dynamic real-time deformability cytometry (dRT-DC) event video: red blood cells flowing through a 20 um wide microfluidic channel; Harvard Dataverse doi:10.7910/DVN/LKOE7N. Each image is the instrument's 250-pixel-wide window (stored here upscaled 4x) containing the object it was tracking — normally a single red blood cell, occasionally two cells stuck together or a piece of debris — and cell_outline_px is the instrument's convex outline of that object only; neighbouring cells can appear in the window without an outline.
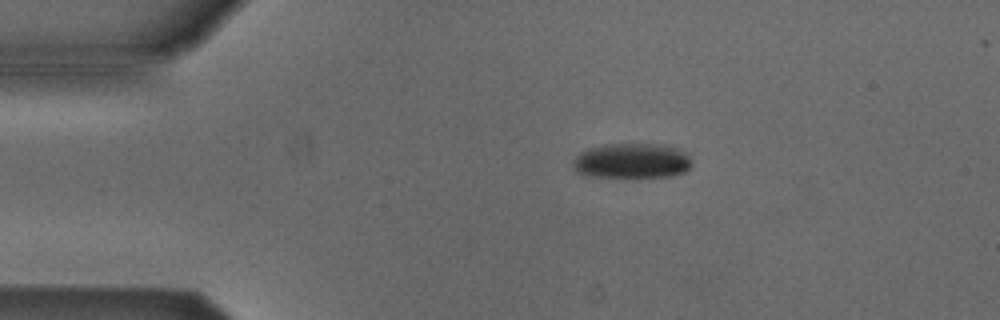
{"species": "Egyptian fruit bat (a non-hibernating species)", "species_latin": "Rousettus aegyptiacus", "temperature_condition": "cold", "stored_images_in_passage": 3, "camera_frame_rate_fps": 3000, "um_per_image_px": 0.085, "animal": {"sex": "male"}, "frame": {"image": 1, "passage_image": 1, "time_ms": 0.0, "image_size_px": [1000, 320], "cell_outline_px": [[692, 164], [684, 172], [672, 176], [592, 176], [576, 172], [572, 168], [572, 160], [580, 152], [588, 148], [604, 144], [664, 144], [676, 148], [684, 152], [692, 160]], "centroid_in_image_um": [53.68, 13.65], "position_along_channel_um": 31.3, "area_um2": 24.22}}